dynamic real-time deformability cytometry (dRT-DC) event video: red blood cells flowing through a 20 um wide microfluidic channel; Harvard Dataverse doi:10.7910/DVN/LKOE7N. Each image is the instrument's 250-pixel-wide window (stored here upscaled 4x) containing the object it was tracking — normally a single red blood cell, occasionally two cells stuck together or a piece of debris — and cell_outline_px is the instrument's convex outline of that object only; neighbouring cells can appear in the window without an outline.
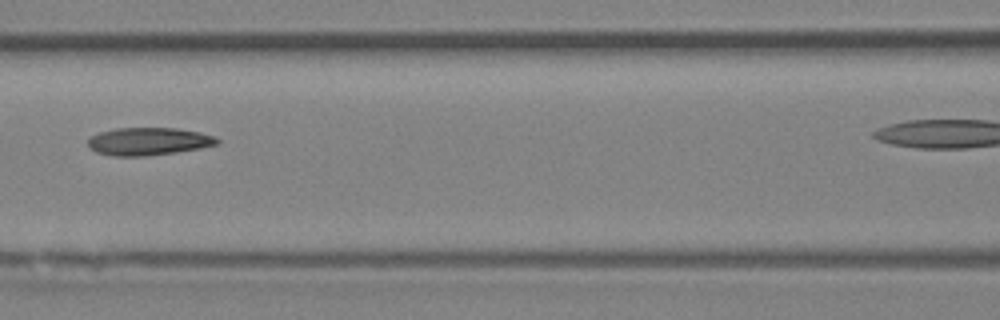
{"species": "Egyptian fruit bat (a non-hibernating species)", "species_latin": "Rousettus aegyptiacus", "temperature_condition": "room temperature", "stored_images_in_passage": 7, "segment_of_instrument_passage": [1, 2], "camera_frame_rate_fps": 3000, "um_per_image_px": 0.085, "animal": {"sex": "female"}, "frame": {"image": 1, "passage_image": 6, "time_ms": 6.667, "image_size_px": [1000, 320], "cell_outline_px": [[220, 144], [200, 148], [176, 152], [144, 156], [112, 156], [96, 152], [88, 148], [88, 140], [92, 136], [100, 132], [116, 128], [176, 128], [200, 132], [216, 136], [220, 140]], "centroid_in_image_um": [12.65, 12.02], "position_along_channel_um": 154.0, "area_um2": 20.98}}